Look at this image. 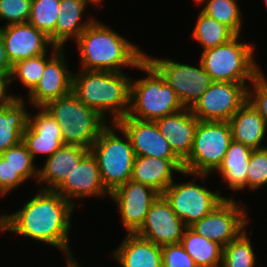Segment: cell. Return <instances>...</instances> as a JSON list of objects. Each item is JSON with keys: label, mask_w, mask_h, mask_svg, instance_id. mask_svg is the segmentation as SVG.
I'll list each match as a JSON object with an SVG mask.
<instances>
[{"label": "cell", "mask_w": 267, "mask_h": 267, "mask_svg": "<svg viewBox=\"0 0 267 267\" xmlns=\"http://www.w3.org/2000/svg\"><path fill=\"white\" fill-rule=\"evenodd\" d=\"M187 228L176 215L170 203L160 194L152 203L146 219L137 235L150 240L156 245L180 243Z\"/></svg>", "instance_id": "obj_14"}, {"label": "cell", "mask_w": 267, "mask_h": 267, "mask_svg": "<svg viewBox=\"0 0 267 267\" xmlns=\"http://www.w3.org/2000/svg\"><path fill=\"white\" fill-rule=\"evenodd\" d=\"M264 1V4H265V7L267 8V0H263Z\"/></svg>", "instance_id": "obj_45"}, {"label": "cell", "mask_w": 267, "mask_h": 267, "mask_svg": "<svg viewBox=\"0 0 267 267\" xmlns=\"http://www.w3.org/2000/svg\"><path fill=\"white\" fill-rule=\"evenodd\" d=\"M80 71L73 74L72 92L83 104L110 117L111 123L129 114L132 78L125 71Z\"/></svg>", "instance_id": "obj_3"}, {"label": "cell", "mask_w": 267, "mask_h": 267, "mask_svg": "<svg viewBox=\"0 0 267 267\" xmlns=\"http://www.w3.org/2000/svg\"><path fill=\"white\" fill-rule=\"evenodd\" d=\"M248 86V102L259 112L267 128V77L261 72Z\"/></svg>", "instance_id": "obj_37"}, {"label": "cell", "mask_w": 267, "mask_h": 267, "mask_svg": "<svg viewBox=\"0 0 267 267\" xmlns=\"http://www.w3.org/2000/svg\"><path fill=\"white\" fill-rule=\"evenodd\" d=\"M60 12L55 27V46L64 48L65 43L80 36L94 20L81 21L85 8L89 6L84 0H60Z\"/></svg>", "instance_id": "obj_25"}, {"label": "cell", "mask_w": 267, "mask_h": 267, "mask_svg": "<svg viewBox=\"0 0 267 267\" xmlns=\"http://www.w3.org/2000/svg\"><path fill=\"white\" fill-rule=\"evenodd\" d=\"M173 172H184L181 160L135 156L131 180L148 185L162 194L174 181Z\"/></svg>", "instance_id": "obj_22"}, {"label": "cell", "mask_w": 267, "mask_h": 267, "mask_svg": "<svg viewBox=\"0 0 267 267\" xmlns=\"http://www.w3.org/2000/svg\"><path fill=\"white\" fill-rule=\"evenodd\" d=\"M219 193L218 190L212 192L190 180L179 184L173 181L162 195L170 203L176 215L190 227L226 198Z\"/></svg>", "instance_id": "obj_11"}, {"label": "cell", "mask_w": 267, "mask_h": 267, "mask_svg": "<svg viewBox=\"0 0 267 267\" xmlns=\"http://www.w3.org/2000/svg\"><path fill=\"white\" fill-rule=\"evenodd\" d=\"M194 27L192 37L204 48L202 51L224 44L237 35L230 27L206 15L202 10Z\"/></svg>", "instance_id": "obj_29"}, {"label": "cell", "mask_w": 267, "mask_h": 267, "mask_svg": "<svg viewBox=\"0 0 267 267\" xmlns=\"http://www.w3.org/2000/svg\"><path fill=\"white\" fill-rule=\"evenodd\" d=\"M24 182L25 180L0 155V195H8Z\"/></svg>", "instance_id": "obj_39"}, {"label": "cell", "mask_w": 267, "mask_h": 267, "mask_svg": "<svg viewBox=\"0 0 267 267\" xmlns=\"http://www.w3.org/2000/svg\"><path fill=\"white\" fill-rule=\"evenodd\" d=\"M61 48L45 65V70L37 85L28 93L29 102L34 107H44L72 91V71H69Z\"/></svg>", "instance_id": "obj_17"}, {"label": "cell", "mask_w": 267, "mask_h": 267, "mask_svg": "<svg viewBox=\"0 0 267 267\" xmlns=\"http://www.w3.org/2000/svg\"><path fill=\"white\" fill-rule=\"evenodd\" d=\"M52 54L47 56V53L42 55L20 60L12 65L10 75V83L19 80L25 88H28V93L37 85L41 76L44 73L46 63L61 49V47H50Z\"/></svg>", "instance_id": "obj_30"}, {"label": "cell", "mask_w": 267, "mask_h": 267, "mask_svg": "<svg viewBox=\"0 0 267 267\" xmlns=\"http://www.w3.org/2000/svg\"><path fill=\"white\" fill-rule=\"evenodd\" d=\"M162 267H197L181 243L161 246Z\"/></svg>", "instance_id": "obj_38"}, {"label": "cell", "mask_w": 267, "mask_h": 267, "mask_svg": "<svg viewBox=\"0 0 267 267\" xmlns=\"http://www.w3.org/2000/svg\"><path fill=\"white\" fill-rule=\"evenodd\" d=\"M122 267H162V250L136 233H127L112 253Z\"/></svg>", "instance_id": "obj_23"}, {"label": "cell", "mask_w": 267, "mask_h": 267, "mask_svg": "<svg viewBox=\"0 0 267 267\" xmlns=\"http://www.w3.org/2000/svg\"><path fill=\"white\" fill-rule=\"evenodd\" d=\"M34 116L28 114V124L22 141L35 160L36 155L51 156L63 144L61 126L44 107H38Z\"/></svg>", "instance_id": "obj_19"}, {"label": "cell", "mask_w": 267, "mask_h": 267, "mask_svg": "<svg viewBox=\"0 0 267 267\" xmlns=\"http://www.w3.org/2000/svg\"><path fill=\"white\" fill-rule=\"evenodd\" d=\"M60 0H32L28 23L45 33L55 45V27Z\"/></svg>", "instance_id": "obj_31"}, {"label": "cell", "mask_w": 267, "mask_h": 267, "mask_svg": "<svg viewBox=\"0 0 267 267\" xmlns=\"http://www.w3.org/2000/svg\"><path fill=\"white\" fill-rule=\"evenodd\" d=\"M199 120L190 108L155 120L160 133L169 142L174 154L184 162L190 155Z\"/></svg>", "instance_id": "obj_20"}, {"label": "cell", "mask_w": 267, "mask_h": 267, "mask_svg": "<svg viewBox=\"0 0 267 267\" xmlns=\"http://www.w3.org/2000/svg\"><path fill=\"white\" fill-rule=\"evenodd\" d=\"M256 254L246 229L223 247L221 267H255Z\"/></svg>", "instance_id": "obj_32"}, {"label": "cell", "mask_w": 267, "mask_h": 267, "mask_svg": "<svg viewBox=\"0 0 267 267\" xmlns=\"http://www.w3.org/2000/svg\"><path fill=\"white\" fill-rule=\"evenodd\" d=\"M264 185H267V146L251 152L246 180V187L251 191Z\"/></svg>", "instance_id": "obj_35"}, {"label": "cell", "mask_w": 267, "mask_h": 267, "mask_svg": "<svg viewBox=\"0 0 267 267\" xmlns=\"http://www.w3.org/2000/svg\"><path fill=\"white\" fill-rule=\"evenodd\" d=\"M196 5L199 4V5H202V4H205L207 0H194Z\"/></svg>", "instance_id": "obj_44"}, {"label": "cell", "mask_w": 267, "mask_h": 267, "mask_svg": "<svg viewBox=\"0 0 267 267\" xmlns=\"http://www.w3.org/2000/svg\"><path fill=\"white\" fill-rule=\"evenodd\" d=\"M110 124L101 131L89 151L97 160L105 188L112 193L131 180L135 153L125 131L115 122ZM115 130L124 137L121 138Z\"/></svg>", "instance_id": "obj_7"}, {"label": "cell", "mask_w": 267, "mask_h": 267, "mask_svg": "<svg viewBox=\"0 0 267 267\" xmlns=\"http://www.w3.org/2000/svg\"><path fill=\"white\" fill-rule=\"evenodd\" d=\"M159 195L154 188L132 180L110 194L119 209L126 233H136L141 228L152 203Z\"/></svg>", "instance_id": "obj_13"}, {"label": "cell", "mask_w": 267, "mask_h": 267, "mask_svg": "<svg viewBox=\"0 0 267 267\" xmlns=\"http://www.w3.org/2000/svg\"><path fill=\"white\" fill-rule=\"evenodd\" d=\"M87 4H93L94 6L101 5L102 0H84Z\"/></svg>", "instance_id": "obj_43"}, {"label": "cell", "mask_w": 267, "mask_h": 267, "mask_svg": "<svg viewBox=\"0 0 267 267\" xmlns=\"http://www.w3.org/2000/svg\"><path fill=\"white\" fill-rule=\"evenodd\" d=\"M25 99L14 98L10 103L0 107V155L22 141L28 124Z\"/></svg>", "instance_id": "obj_26"}, {"label": "cell", "mask_w": 267, "mask_h": 267, "mask_svg": "<svg viewBox=\"0 0 267 267\" xmlns=\"http://www.w3.org/2000/svg\"><path fill=\"white\" fill-rule=\"evenodd\" d=\"M235 198H225L209 214L190 226L197 234L226 246L238 237L249 224L244 203Z\"/></svg>", "instance_id": "obj_10"}, {"label": "cell", "mask_w": 267, "mask_h": 267, "mask_svg": "<svg viewBox=\"0 0 267 267\" xmlns=\"http://www.w3.org/2000/svg\"><path fill=\"white\" fill-rule=\"evenodd\" d=\"M202 11L230 27L236 34H241L243 24L242 11H240L237 0H207Z\"/></svg>", "instance_id": "obj_33"}, {"label": "cell", "mask_w": 267, "mask_h": 267, "mask_svg": "<svg viewBox=\"0 0 267 267\" xmlns=\"http://www.w3.org/2000/svg\"><path fill=\"white\" fill-rule=\"evenodd\" d=\"M0 33L11 65L46 53L47 46H55L45 33L28 22L0 27Z\"/></svg>", "instance_id": "obj_16"}, {"label": "cell", "mask_w": 267, "mask_h": 267, "mask_svg": "<svg viewBox=\"0 0 267 267\" xmlns=\"http://www.w3.org/2000/svg\"><path fill=\"white\" fill-rule=\"evenodd\" d=\"M247 101V84L213 81L190 109L200 121H229Z\"/></svg>", "instance_id": "obj_12"}, {"label": "cell", "mask_w": 267, "mask_h": 267, "mask_svg": "<svg viewBox=\"0 0 267 267\" xmlns=\"http://www.w3.org/2000/svg\"><path fill=\"white\" fill-rule=\"evenodd\" d=\"M240 37L237 34L224 44L202 51L200 62L212 81L252 82L262 72L255 63V45L242 42Z\"/></svg>", "instance_id": "obj_6"}, {"label": "cell", "mask_w": 267, "mask_h": 267, "mask_svg": "<svg viewBox=\"0 0 267 267\" xmlns=\"http://www.w3.org/2000/svg\"><path fill=\"white\" fill-rule=\"evenodd\" d=\"M144 59L176 92L185 108H191L213 82L201 62L195 67L167 58L150 57L146 53Z\"/></svg>", "instance_id": "obj_9"}, {"label": "cell", "mask_w": 267, "mask_h": 267, "mask_svg": "<svg viewBox=\"0 0 267 267\" xmlns=\"http://www.w3.org/2000/svg\"><path fill=\"white\" fill-rule=\"evenodd\" d=\"M44 108L61 126L64 144L90 150L101 131L108 125L107 119L83 104L72 91L50 101Z\"/></svg>", "instance_id": "obj_5"}, {"label": "cell", "mask_w": 267, "mask_h": 267, "mask_svg": "<svg viewBox=\"0 0 267 267\" xmlns=\"http://www.w3.org/2000/svg\"><path fill=\"white\" fill-rule=\"evenodd\" d=\"M68 200L74 207V199L83 197H110L105 188L96 158L89 152L75 168L67 174L64 182L55 190ZM73 199V200H72Z\"/></svg>", "instance_id": "obj_18"}, {"label": "cell", "mask_w": 267, "mask_h": 267, "mask_svg": "<svg viewBox=\"0 0 267 267\" xmlns=\"http://www.w3.org/2000/svg\"><path fill=\"white\" fill-rule=\"evenodd\" d=\"M9 84H11L10 76H0V107L7 105L14 98H21V96L12 95L7 92L8 87L10 86Z\"/></svg>", "instance_id": "obj_40"}, {"label": "cell", "mask_w": 267, "mask_h": 267, "mask_svg": "<svg viewBox=\"0 0 267 267\" xmlns=\"http://www.w3.org/2000/svg\"><path fill=\"white\" fill-rule=\"evenodd\" d=\"M66 260H67L66 261L67 262V267H82V266L79 265L78 262H76L77 259L74 258V257H68V258H66Z\"/></svg>", "instance_id": "obj_42"}, {"label": "cell", "mask_w": 267, "mask_h": 267, "mask_svg": "<svg viewBox=\"0 0 267 267\" xmlns=\"http://www.w3.org/2000/svg\"><path fill=\"white\" fill-rule=\"evenodd\" d=\"M233 141L252 149L261 145L267 133L266 124L259 112L247 101L228 121Z\"/></svg>", "instance_id": "obj_24"}, {"label": "cell", "mask_w": 267, "mask_h": 267, "mask_svg": "<svg viewBox=\"0 0 267 267\" xmlns=\"http://www.w3.org/2000/svg\"><path fill=\"white\" fill-rule=\"evenodd\" d=\"M11 71L12 65L7 58L4 40L0 33V76H10Z\"/></svg>", "instance_id": "obj_41"}, {"label": "cell", "mask_w": 267, "mask_h": 267, "mask_svg": "<svg viewBox=\"0 0 267 267\" xmlns=\"http://www.w3.org/2000/svg\"><path fill=\"white\" fill-rule=\"evenodd\" d=\"M89 152L81 146L63 144L46 158L44 167L38 168L37 183L40 187L44 184L41 189L55 191Z\"/></svg>", "instance_id": "obj_21"}, {"label": "cell", "mask_w": 267, "mask_h": 267, "mask_svg": "<svg viewBox=\"0 0 267 267\" xmlns=\"http://www.w3.org/2000/svg\"><path fill=\"white\" fill-rule=\"evenodd\" d=\"M231 129L228 121H200L195 130L189 157L183 162L184 172L203 179L215 172L223 161L230 143ZM205 178V179H204Z\"/></svg>", "instance_id": "obj_8"}, {"label": "cell", "mask_w": 267, "mask_h": 267, "mask_svg": "<svg viewBox=\"0 0 267 267\" xmlns=\"http://www.w3.org/2000/svg\"><path fill=\"white\" fill-rule=\"evenodd\" d=\"M116 124L128 135L135 156L180 160L160 133L155 121L138 120L127 115Z\"/></svg>", "instance_id": "obj_15"}, {"label": "cell", "mask_w": 267, "mask_h": 267, "mask_svg": "<svg viewBox=\"0 0 267 267\" xmlns=\"http://www.w3.org/2000/svg\"><path fill=\"white\" fill-rule=\"evenodd\" d=\"M74 206L54 190L39 189L14 213L0 215V232L16 233L64 251L74 257L69 247V231Z\"/></svg>", "instance_id": "obj_1"}, {"label": "cell", "mask_w": 267, "mask_h": 267, "mask_svg": "<svg viewBox=\"0 0 267 267\" xmlns=\"http://www.w3.org/2000/svg\"><path fill=\"white\" fill-rule=\"evenodd\" d=\"M1 156L25 180L38 177L34 159L23 141L5 150Z\"/></svg>", "instance_id": "obj_34"}, {"label": "cell", "mask_w": 267, "mask_h": 267, "mask_svg": "<svg viewBox=\"0 0 267 267\" xmlns=\"http://www.w3.org/2000/svg\"><path fill=\"white\" fill-rule=\"evenodd\" d=\"M32 0H0V19L5 26L28 22Z\"/></svg>", "instance_id": "obj_36"}, {"label": "cell", "mask_w": 267, "mask_h": 267, "mask_svg": "<svg viewBox=\"0 0 267 267\" xmlns=\"http://www.w3.org/2000/svg\"><path fill=\"white\" fill-rule=\"evenodd\" d=\"M182 246L197 267H221L223 247L197 234L190 227L184 231Z\"/></svg>", "instance_id": "obj_28"}, {"label": "cell", "mask_w": 267, "mask_h": 267, "mask_svg": "<svg viewBox=\"0 0 267 267\" xmlns=\"http://www.w3.org/2000/svg\"><path fill=\"white\" fill-rule=\"evenodd\" d=\"M83 70L122 72L144 60V51L122 35L94 19L74 41Z\"/></svg>", "instance_id": "obj_2"}, {"label": "cell", "mask_w": 267, "mask_h": 267, "mask_svg": "<svg viewBox=\"0 0 267 267\" xmlns=\"http://www.w3.org/2000/svg\"><path fill=\"white\" fill-rule=\"evenodd\" d=\"M136 68L148 76L131 79V118L155 121L185 108L176 92L145 59Z\"/></svg>", "instance_id": "obj_4"}, {"label": "cell", "mask_w": 267, "mask_h": 267, "mask_svg": "<svg viewBox=\"0 0 267 267\" xmlns=\"http://www.w3.org/2000/svg\"><path fill=\"white\" fill-rule=\"evenodd\" d=\"M252 148L233 141L230 143L223 161L215 172H219L222 181L234 192L246 188L247 170Z\"/></svg>", "instance_id": "obj_27"}]
</instances>
